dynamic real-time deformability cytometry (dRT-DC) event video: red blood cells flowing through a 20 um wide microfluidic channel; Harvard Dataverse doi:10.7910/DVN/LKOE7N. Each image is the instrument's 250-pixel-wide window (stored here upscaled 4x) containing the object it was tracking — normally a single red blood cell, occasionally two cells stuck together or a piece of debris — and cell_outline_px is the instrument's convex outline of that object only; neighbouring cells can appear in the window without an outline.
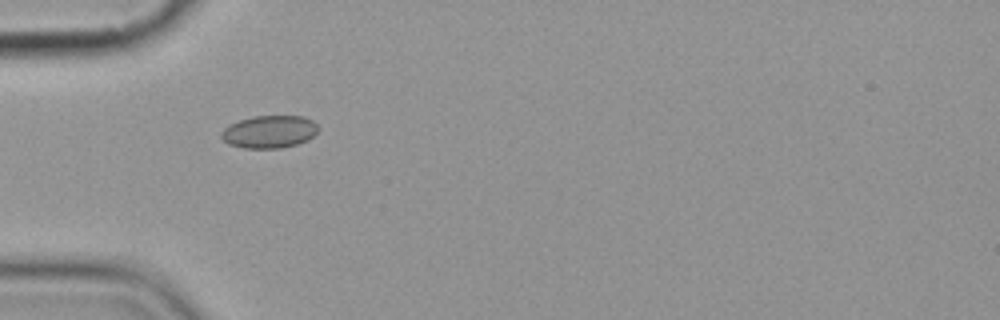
{"species": "common noctule bat (a hibernating species)", "species_latin": "Nyctalus noctula", "temperature_condition": "cold", "stored_images_in_passage": 7, "camera_frame_rate_fps": 3000, "um_per_image_px": 0.085, "animal": {"sex": "female", "body_mass_g": 19.9}, "frame": {"image": 1, "passage_image": 6, "time_ms": 6.0, "image_size_px": [1000, 320], "cell_outline_px": [[320, 128], [308, 140], [296, 144], [280, 148], [244, 148], [228, 144], [220, 136], [220, 132], [228, 124], [252, 116], [304, 116], [312, 120]], "centroid_in_image_um": [22.87, 11.19], "position_along_channel_um": 62.1, "area_um2": 18.5}}
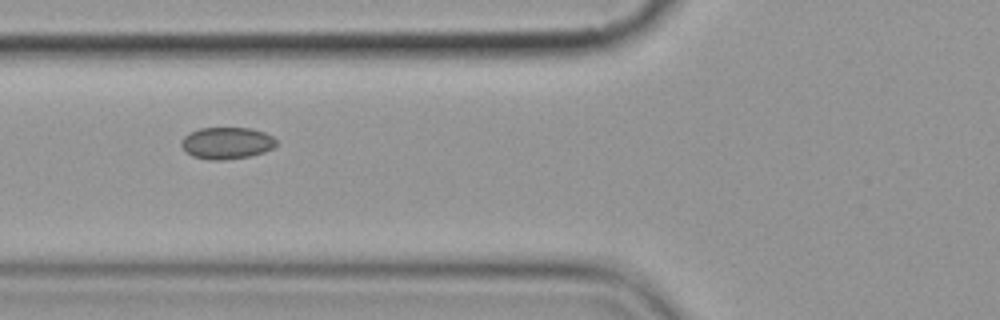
{"frame": {"image": 2, "passage_image": 7, "time_ms": 7.333, "image_size_px": [1000, 320], "cell_outline_px": [[276, 144], [272, 148], [264, 152], [252, 156], [224, 160], [208, 160], [192, 156], [180, 144], [180, 140], [184, 136], [200, 128], [252, 128], [264, 132], [272, 136], [276, 140]], "centroid_in_image_um": [19.28, 12.17], "position_along_channel_um": 106.5, "area_um2": 17.63}}